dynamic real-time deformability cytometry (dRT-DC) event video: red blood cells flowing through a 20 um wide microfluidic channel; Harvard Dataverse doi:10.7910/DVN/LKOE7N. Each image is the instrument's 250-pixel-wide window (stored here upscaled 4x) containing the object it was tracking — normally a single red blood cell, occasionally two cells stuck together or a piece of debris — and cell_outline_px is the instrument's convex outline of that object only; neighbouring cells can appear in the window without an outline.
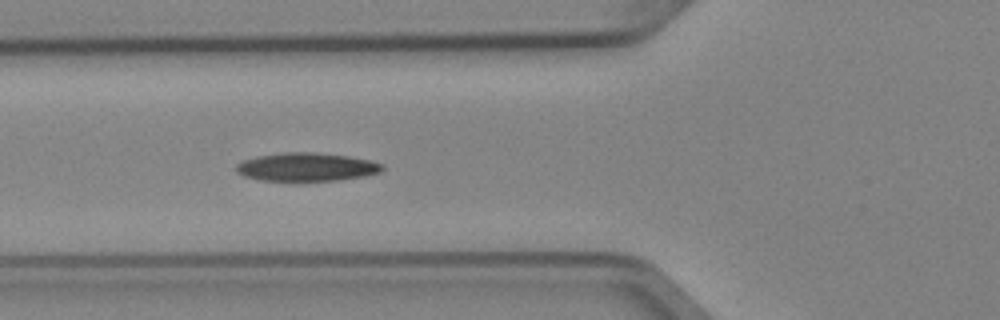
{"species": "Egyptian fruit bat (a non-hibernating species)", "species_latin": "Rousettus aegyptiacus", "temperature_condition": "cold", "stored_images_in_passage": 4, "camera_frame_rate_fps": 3000, "um_per_image_px": 0.085, "animal": {"sex": "female"}, "frame": {"image": 1, "passage_image": 4, "time_ms": 1.0, "image_size_px": [1000, 320], "cell_outline_px": [[384, 168], [380, 172], [364, 176], [336, 180], [264, 180], [244, 176], [236, 172], [236, 164], [244, 160], [256, 156], [284, 152], [312, 152], [348, 156], [368, 160], [384, 164]], "centroid_in_image_um": [26.05, 14.18], "position_along_channel_um": 99.7, "area_um2": 23.87}}